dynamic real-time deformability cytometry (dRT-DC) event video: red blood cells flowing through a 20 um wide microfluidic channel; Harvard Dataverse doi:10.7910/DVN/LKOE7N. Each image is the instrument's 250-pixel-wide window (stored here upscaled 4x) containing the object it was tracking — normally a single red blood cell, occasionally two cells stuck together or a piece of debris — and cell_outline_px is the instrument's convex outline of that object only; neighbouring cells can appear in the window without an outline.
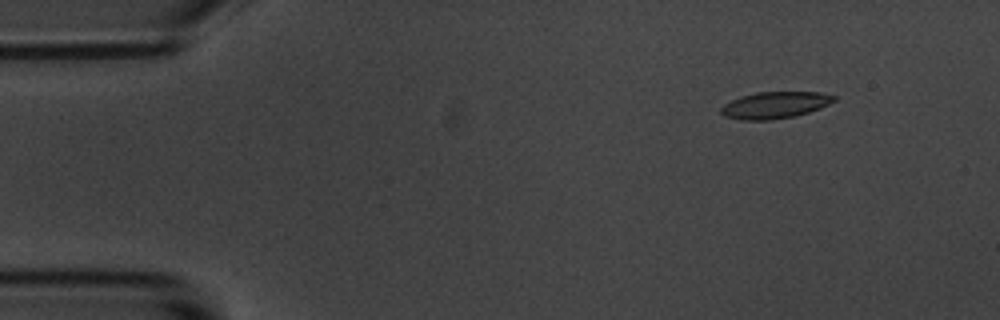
{"species": "common noctule bat (a hibernating species)", "species_latin": "Nyctalus noctula", "temperature_condition": "room temperature", "stored_images_in_passage": 5, "camera_frame_rate_fps": 3000, "um_per_image_px": 0.085, "animal": {"sex": "male", "body_mass_g": 20.1, "forearm_length_mm": 53.5}, "frame": {"image": 1, "passage_image": 2, "time_ms": 1.0, "image_size_px": [1000, 320], "cell_outline_px": [[836, 100], [820, 108], [808, 112], [792, 116], [768, 120], [744, 120], [724, 116], [720, 112], [720, 108], [724, 104], [740, 96], [756, 92], [820, 92], [836, 96]], "centroid_in_image_um": [65.85, 8.92], "position_along_channel_um": 19.2, "area_um2": 17.46}}
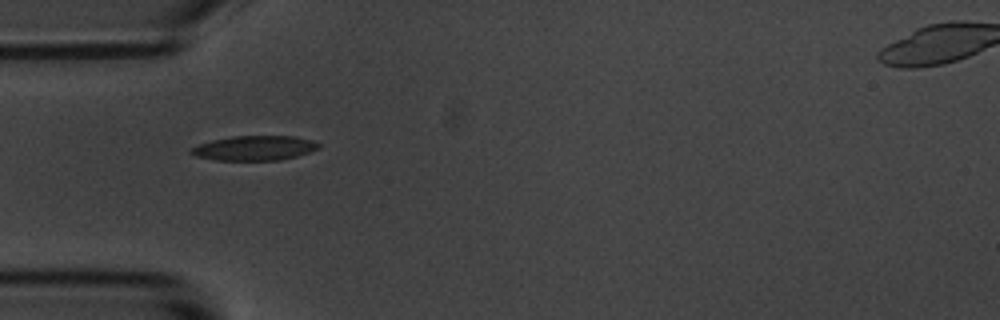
{"frame": {"image": 2, "passage_image": 5, "time_ms": 4.667, "image_size_px": [1000, 320], "cell_outline_px": [[320, 148], [296, 156], [280, 160], [216, 160], [196, 156], [188, 152], [188, 148], [212, 140], [232, 136], [296, 136], [312, 140], [320, 144]], "centroid_in_image_um": [21.61, 12.58], "position_along_channel_um": 63.4, "area_um2": 18.38}}